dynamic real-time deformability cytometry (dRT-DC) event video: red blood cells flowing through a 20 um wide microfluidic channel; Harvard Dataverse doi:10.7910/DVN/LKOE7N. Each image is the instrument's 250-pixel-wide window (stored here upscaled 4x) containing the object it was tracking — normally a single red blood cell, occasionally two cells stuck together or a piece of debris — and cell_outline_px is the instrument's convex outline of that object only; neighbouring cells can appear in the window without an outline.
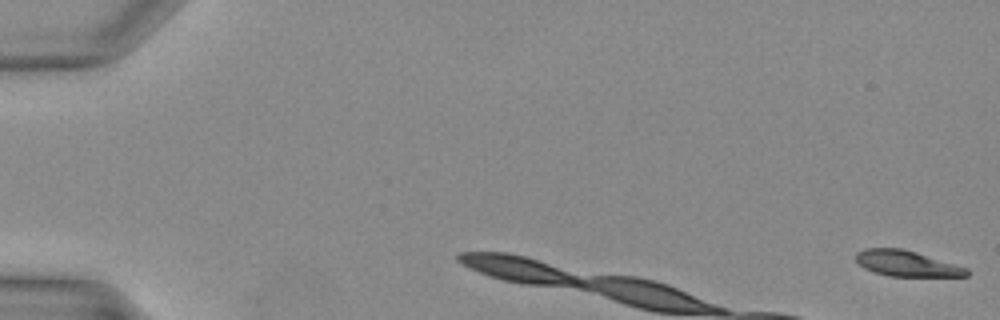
{"species": "Egyptian fruit bat (a non-hibernating species)", "species_latin": "Rousettus aegyptiacus", "temperature_condition": "warm", "stored_images_in_passage": 5, "camera_frame_rate_fps": 3000, "um_per_image_px": 0.085, "animal": {"sex": "female"}, "frame": {"image": 1, "passage_image": 1, "time_ms": 0.0, "image_size_px": [1000, 320], "cell_outline_px": [[968, 276], [888, 276], [864, 268], [856, 260], [856, 252], [864, 248], [900, 248], [916, 252], [968, 268]], "centroid_in_image_um": [77.05, 22.39], "position_along_channel_um": 7.9, "area_um2": 16.42}}